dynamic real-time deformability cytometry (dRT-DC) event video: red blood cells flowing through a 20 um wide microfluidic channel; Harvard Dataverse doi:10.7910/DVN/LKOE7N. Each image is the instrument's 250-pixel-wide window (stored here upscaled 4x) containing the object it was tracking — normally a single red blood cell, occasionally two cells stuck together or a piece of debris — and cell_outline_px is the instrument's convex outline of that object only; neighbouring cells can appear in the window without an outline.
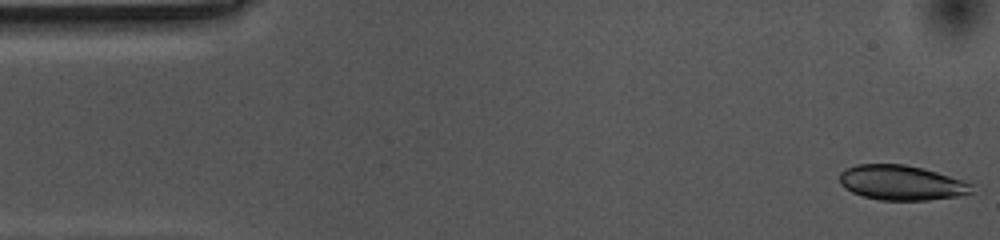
{"species": "common noctule bat (a hibernating species)", "species_latin": "Nyctalus noctula", "temperature_condition": "cold", "stored_images_in_passage": 54, "camera_frame_rate_fps": 3000, "um_per_image_px": 0.085, "animal": {"sex": "female", "body_mass_g": 10.0, "forearm_length_mm": 53.1}, "frame": {"image": 1, "passage_image": 1, "time_ms": 0.0, "image_size_px": [1000, 240], "cell_outline_px": [[972, 192], [956, 196], [928, 200], [880, 200], [864, 196], [852, 192], [844, 188], [840, 184], [840, 172], [844, 168], [856, 164], [904, 164], [924, 168], [964, 180], [972, 184]], "centroid_in_image_um": [76.59, 15.52], "position_along_channel_um": 8.4, "area_um2": 26.93}}
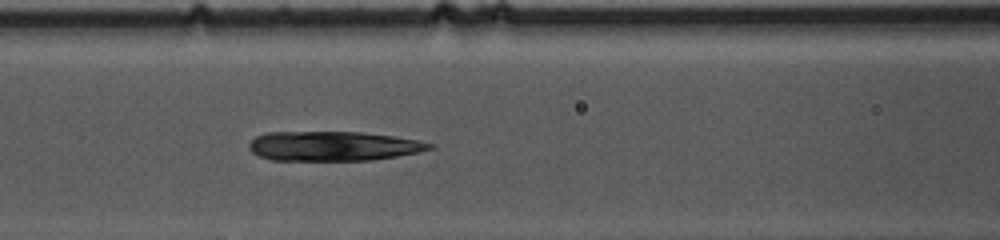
{"frame": {"image": 2, "passage_image": 21, "time_ms": 6.667, "image_size_px": [1000, 240], "cell_outline_px": [[436, 148], [420, 152], [372, 160], [272, 160], [260, 156], [252, 152], [248, 148], [248, 144], [256, 136], [268, 132], [360, 132], [392, 136], [416, 140], [432, 144]], "centroid_in_image_um": [28.31, 12.42], "position_along_channel_um": 138.3, "area_um2": 30.98}}
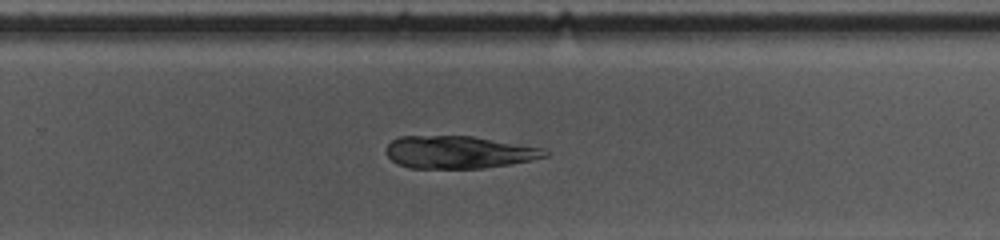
{"frame": {"image": 3, "passage_image": 34, "time_ms": 11.0, "image_size_px": [1000, 240], "cell_outline_px": [[552, 152], [548, 156], [532, 160], [484, 168], [408, 168], [396, 164], [388, 156], [388, 144], [392, 140], [400, 136], [472, 136], [544, 148]], "centroid_in_image_um": [39.03, 12.94], "position_along_channel_um": 290.8, "area_um2": 30.11}}